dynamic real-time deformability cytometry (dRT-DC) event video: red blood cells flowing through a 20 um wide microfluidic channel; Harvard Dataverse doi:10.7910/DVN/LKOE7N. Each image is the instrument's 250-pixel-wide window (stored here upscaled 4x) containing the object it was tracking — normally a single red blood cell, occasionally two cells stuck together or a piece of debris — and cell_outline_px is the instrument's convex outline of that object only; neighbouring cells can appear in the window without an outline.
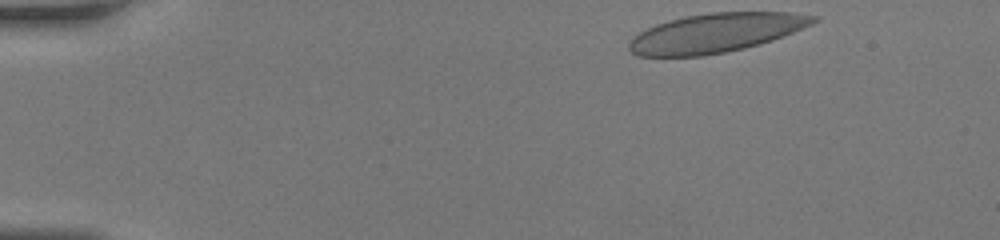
{"species": "human", "species_latin": "Homo sapiens", "temperature_condition": "room temperature", "stored_images_in_passage": 35, "camera_frame_rate_fps": 3000, "um_per_image_px": 0.085, "donor": {"sex": "female"}, "frame": {"image": 1, "passage_image": 1, "time_ms": 0.0, "image_size_px": [1000, 240], "cell_outline_px": [[820, 20], [812, 24], [784, 36], [760, 44], [744, 48], [704, 56], [636, 56], [628, 48], [628, 44], [632, 36], [656, 24], [668, 20], [684, 16], [708, 12], [792, 12], [820, 16]], "centroid_in_image_um": [60.86, 2.79], "position_along_channel_um": 24.1, "area_um2": 42.25}}
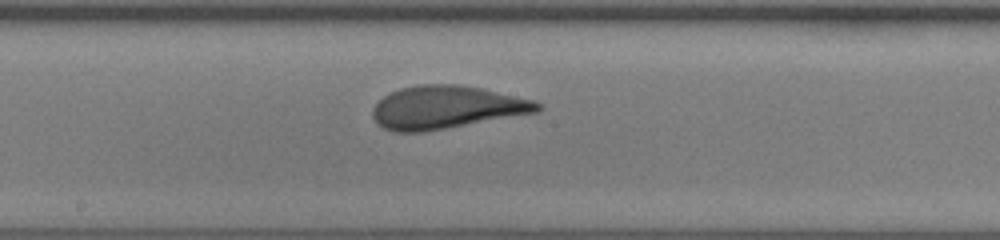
{"frame": {"image": 2, "passage_image": 20, "time_ms": 6.333, "image_size_px": [1000, 240], "cell_outline_px": [[544, 108], [540, 112], [424, 132], [392, 132], [376, 124], [372, 116], [372, 108], [384, 96], [400, 88], [420, 84], [460, 84], [480, 88], [536, 100]], "centroid_in_image_um": [37.96, 9.13], "position_along_channel_um": 210.2, "area_um2": 41.56}}
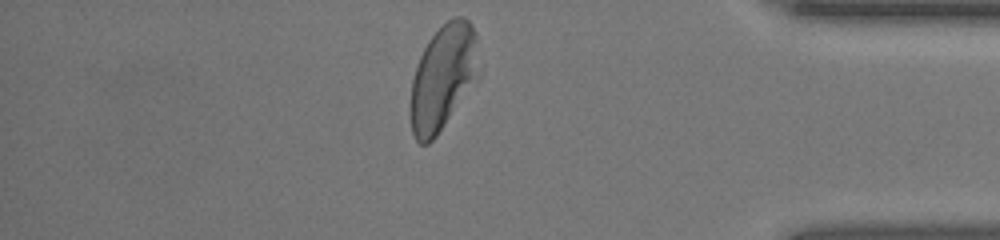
{"frame": {"image": 3, "passage_image": 34, "time_ms": 11.0, "image_size_px": [1000, 240], "cell_outline_px": [[480, 80], [436, 136], [428, 144], [420, 144], [416, 140], [412, 132], [408, 108], [412, 80], [420, 56], [428, 40], [448, 20], [456, 16], [460, 16], [468, 20], [472, 24], [476, 32], [480, 76]], "centroid_in_image_um": [37.68, 6.62], "position_along_channel_um": 397.5, "area_um2": 42.95}}